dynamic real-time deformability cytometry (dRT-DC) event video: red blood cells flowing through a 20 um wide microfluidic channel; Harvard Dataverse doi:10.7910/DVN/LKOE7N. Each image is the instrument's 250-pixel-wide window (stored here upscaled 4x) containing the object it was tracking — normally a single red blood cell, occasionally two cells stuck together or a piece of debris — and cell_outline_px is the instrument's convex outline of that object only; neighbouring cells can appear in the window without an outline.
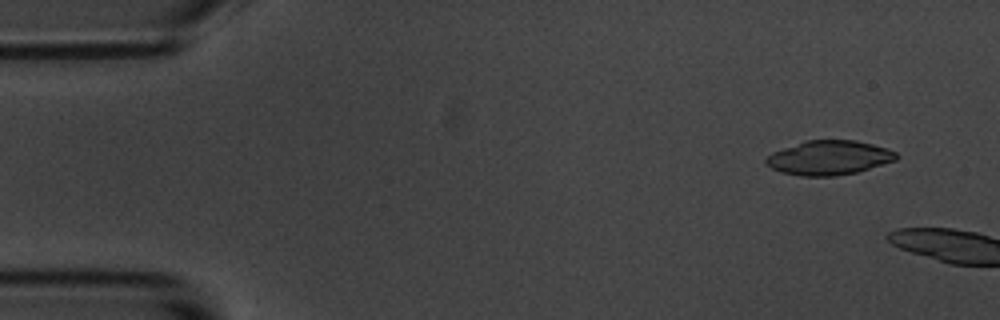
{"species": "common noctule bat (a hibernating species)", "species_latin": "Nyctalus noctula", "temperature_condition": "room temperature", "stored_images_in_passage": 6, "segment_of_instrument_passage": [2, 2], "camera_frame_rate_fps": 3000, "um_per_image_px": 0.085, "animal": {"sex": "male", "body_mass_g": 20.1, "forearm_length_mm": 53.5}, "frame": {"image": 1, "passage_image": 6, "time_ms": 6.667, "image_size_px": [1000, 320], "cell_outline_px": [[900, 156], [896, 160], [856, 172], [836, 176], [800, 176], [780, 172], [764, 164], [764, 160], [772, 152], [804, 140], [856, 140], [872, 144], [896, 152]], "centroid_in_image_um": [70.43, 13.41], "position_along_channel_um": 14.6, "area_um2": 26.13}}